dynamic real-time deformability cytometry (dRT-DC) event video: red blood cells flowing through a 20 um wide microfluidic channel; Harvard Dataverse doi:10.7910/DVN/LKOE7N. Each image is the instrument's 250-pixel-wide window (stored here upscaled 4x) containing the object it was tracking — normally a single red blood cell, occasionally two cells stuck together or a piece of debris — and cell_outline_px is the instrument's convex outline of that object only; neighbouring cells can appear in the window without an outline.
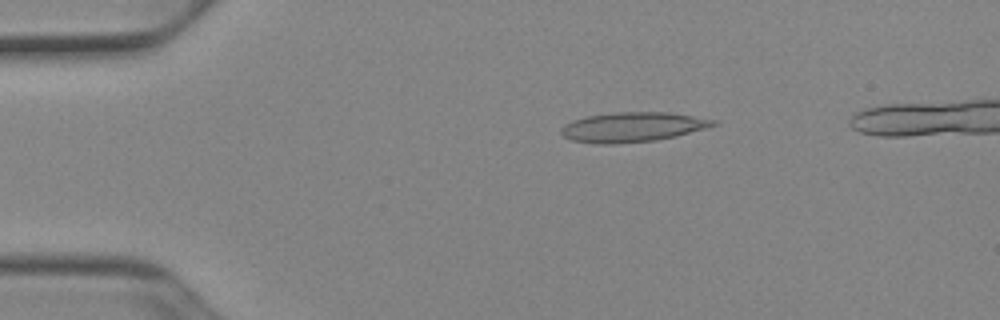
{"species": "Egyptian fruit bat (a non-hibernating species)", "species_latin": "Rousettus aegyptiacus", "temperature_condition": "cold", "stored_images_in_passage": 48, "camera_frame_rate_fps": 3000, "um_per_image_px": 0.085, "animal": {"sex": "female"}, "frame": {"image": 1, "passage_image": 9, "time_ms": 2.667, "image_size_px": [1000, 320], "cell_outline_px": [[720, 124], [676, 136], [656, 140], [616, 144], [596, 144], [572, 140], [564, 136], [560, 132], [560, 128], [564, 124], [572, 120], [588, 116], [616, 112], [668, 112], [720, 120]], "centroid_in_image_um": [53.79, 10.8], "position_along_channel_um": 31.2, "area_um2": 26.53}}
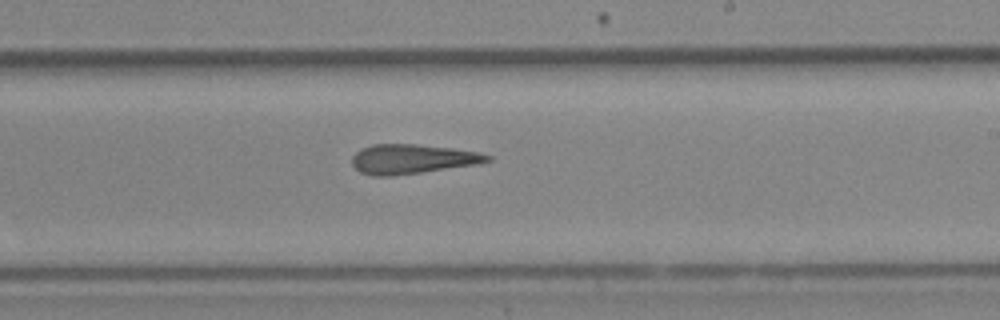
{"frame": {"image": 2, "passage_image": 30, "time_ms": 9.667, "image_size_px": [1000, 320], "cell_outline_px": [[492, 160], [476, 164], [392, 176], [372, 176], [360, 172], [352, 164], [352, 156], [360, 148], [372, 144], [416, 144], [452, 148], [480, 152], [492, 156]], "centroid_in_image_um": [35.01, 13.51], "position_along_channel_um": 254.0, "area_um2": 23.24}}
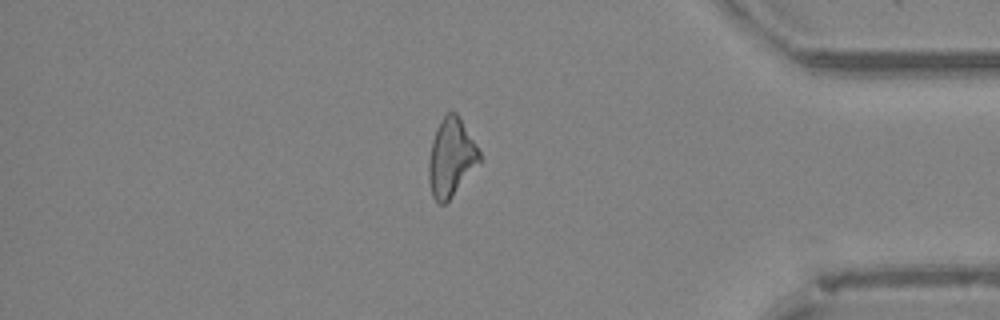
{"frame": {"image": 3, "passage_image": 43, "time_ms": 14.0, "image_size_px": [1000, 320], "cell_outline_px": [[480, 160], [452, 196], [444, 204], [440, 204], [432, 196], [428, 180], [428, 160], [432, 140], [436, 128], [444, 116], [448, 112], [456, 112], [480, 152]], "centroid_in_image_um": [38.3, 13.39], "position_along_channel_um": 396.9, "area_um2": 22.54}, "authors_computed_cell_mechanics": {"area_um2": 23.987, "velocity_mm_per_s": 3.9402, "shape_relaxation_time_tau1_ms": null, "shape_relaxation_time_tau2_ms": 6.5516, "deformation_change_tau1": null, "deformation_change_tau2": 0.2075}}